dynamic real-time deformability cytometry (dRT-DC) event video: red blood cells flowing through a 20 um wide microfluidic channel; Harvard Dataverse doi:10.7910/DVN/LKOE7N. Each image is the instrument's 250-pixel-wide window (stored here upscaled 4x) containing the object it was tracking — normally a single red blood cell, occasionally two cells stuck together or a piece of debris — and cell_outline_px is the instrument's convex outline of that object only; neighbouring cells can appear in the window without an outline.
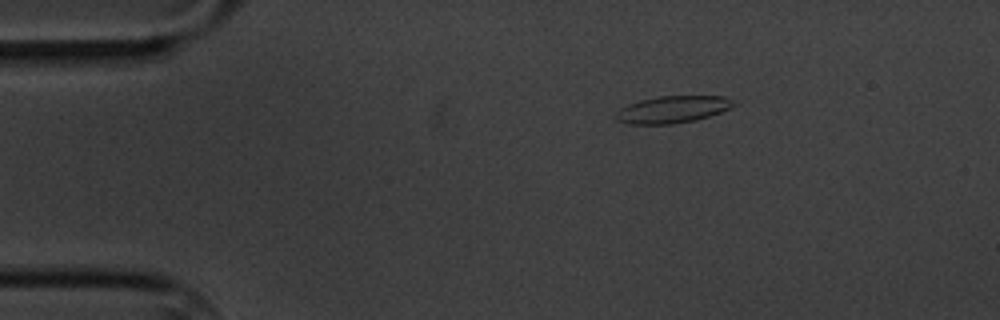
{"species": "common noctule bat (a hibernating species)", "species_latin": "Nyctalus noctula", "temperature_condition": "cold", "stored_images_in_passage": 5, "camera_frame_rate_fps": 3000, "um_per_image_px": 0.085, "animal": {"sex": "male", "body_mass_g": 20.1, "forearm_length_mm": 53.5}, "frame": {"image": 1, "passage_image": 3, "time_ms": 2.333, "image_size_px": [1000, 320], "cell_outline_px": [[740, 104], [720, 112], [696, 120], [672, 124], [628, 124], [616, 120], [616, 112], [620, 108], [628, 104], [640, 100], [660, 96], [724, 96]], "centroid_in_image_um": [57.18, 9.3], "position_along_channel_um": 27.8, "area_um2": 18.61}}